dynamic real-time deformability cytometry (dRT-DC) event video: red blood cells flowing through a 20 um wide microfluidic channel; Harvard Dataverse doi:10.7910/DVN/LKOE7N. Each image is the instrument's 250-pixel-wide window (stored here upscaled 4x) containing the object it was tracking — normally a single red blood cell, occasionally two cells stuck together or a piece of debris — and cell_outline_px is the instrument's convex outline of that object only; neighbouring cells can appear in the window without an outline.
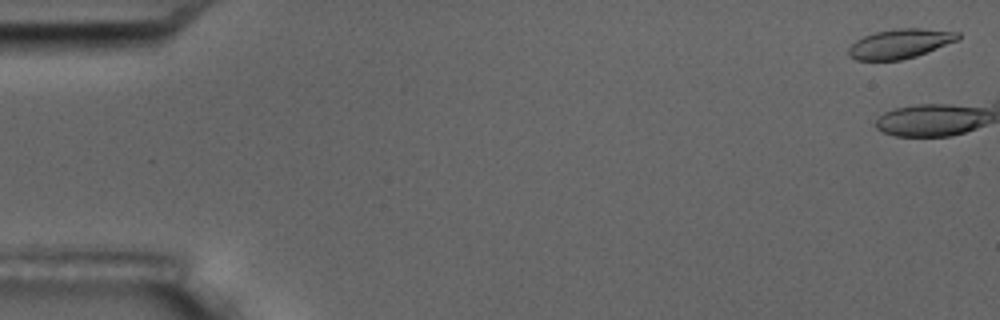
{"species": "common noctule bat (a hibernating species)", "species_latin": "Nyctalus noctula", "temperature_condition": "room temperature", "stored_images_in_passage": 5, "camera_frame_rate_fps": 3000, "um_per_image_px": 0.085, "animal": {"sex": "male", "body_mass_g": 17.5, "forearm_length_mm": 52.3}, "frame": {"image": 1, "passage_image": 1, "time_ms": 0.0, "image_size_px": [1000, 320], "cell_outline_px": [[960, 36], [956, 40], [916, 56], [900, 60], [856, 60], [848, 52], [848, 48], [856, 40], [864, 36], [876, 32], [896, 28], [920, 28], [960, 32]], "centroid_in_image_um": [76.49, 3.7], "position_along_channel_um": 8.5, "area_um2": 18.44}}